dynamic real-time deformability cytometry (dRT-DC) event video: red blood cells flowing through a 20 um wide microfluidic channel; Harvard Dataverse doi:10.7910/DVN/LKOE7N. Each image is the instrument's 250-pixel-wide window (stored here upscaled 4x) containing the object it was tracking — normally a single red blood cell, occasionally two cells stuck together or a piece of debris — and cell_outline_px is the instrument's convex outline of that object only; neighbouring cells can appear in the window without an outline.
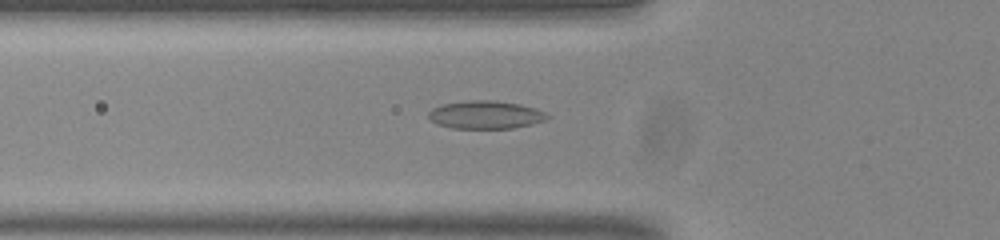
{"species": "common noctule bat (a hibernating species)", "species_latin": "Nyctalus noctula", "temperature_condition": "room temperature", "stored_images_in_passage": 54, "camera_frame_rate_fps": 3000, "um_per_image_px": 0.085, "animal": {"sex": "male", "body_mass_g": 20.0, "forearm_length_mm": 53.3}, "frame": {"image": 1, "passage_image": 19, "time_ms": 6.0, "image_size_px": [1000, 240], "cell_outline_px": [[548, 116], [544, 120], [532, 124], [512, 128], [452, 128], [436, 124], [428, 116], [428, 112], [432, 108], [444, 104], [468, 100], [496, 100], [520, 104], [536, 108], [544, 112]], "centroid_in_image_um": [41.25, 9.75], "position_along_channel_um": 84.5, "area_um2": 19.31}}
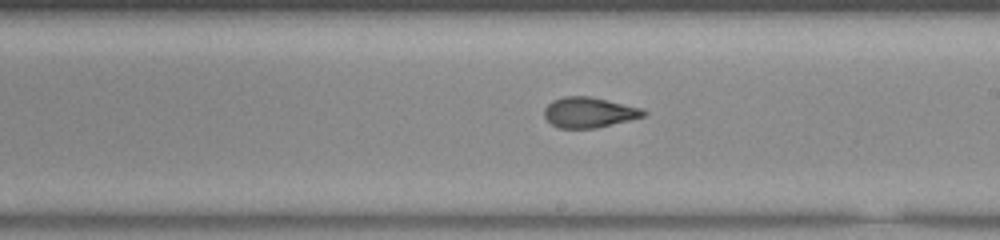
{"frame": {"image": 2, "passage_image": 31, "time_ms": 10.0, "image_size_px": [1000, 240], "cell_outline_px": [[648, 112], [644, 116], [596, 128], [560, 128], [552, 124], [544, 116], [544, 108], [552, 100], [564, 96], [588, 96], [608, 100], [640, 108]], "centroid_in_image_um": [50.04, 9.55], "position_along_channel_um": 239.0, "area_um2": 17.4}}
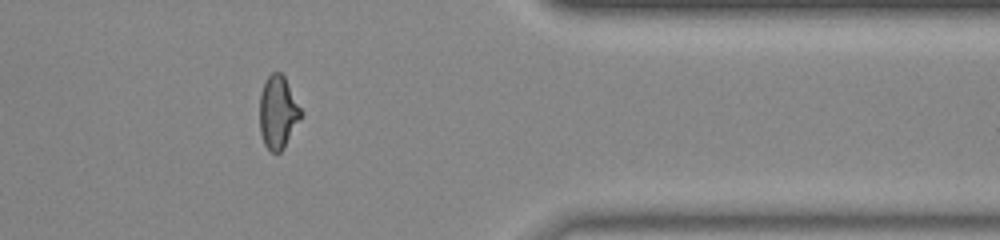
{"frame": {"image": 3, "passage_image": 44, "time_ms": 14.333, "image_size_px": [1000, 240], "cell_outline_px": [[304, 112], [300, 120], [284, 148], [280, 152], [272, 152], [264, 144], [260, 132], [260, 92], [268, 76], [272, 72], [280, 72], [284, 76]], "centroid_in_image_um": [23.65, 9.54], "position_along_channel_um": 387.8, "area_um2": 17.63}, "authors_computed_cell_mechanics": {"area_um2": 18.2359, "velocity_mm_per_s": 3.8453, "shape_relaxation_time_tau1_ms": 11.3109, "shape_relaxation_time_tau2_ms": 1.3225, "deformation_change_tau1": 0.2286, "deformation_change_tau2": 0.0816}}